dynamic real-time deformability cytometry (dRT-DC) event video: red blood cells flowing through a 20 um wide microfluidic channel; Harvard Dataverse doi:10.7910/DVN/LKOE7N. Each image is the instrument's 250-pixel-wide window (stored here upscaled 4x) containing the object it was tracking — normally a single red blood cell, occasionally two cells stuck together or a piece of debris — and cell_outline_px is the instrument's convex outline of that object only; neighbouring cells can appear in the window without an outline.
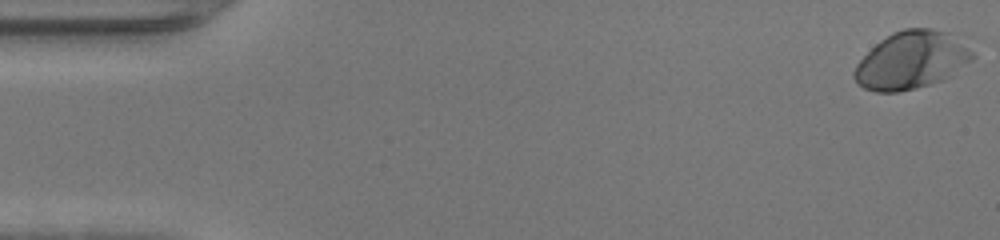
{"species": "human", "species_latin": "Homo sapiens", "temperature_condition": "warm", "stored_images_in_passage": 11, "camera_frame_rate_fps": 3000, "um_per_image_px": 0.085, "donor": {"sex": "female"}, "frame": {"image": 1, "passage_image": 1, "time_ms": 0.0, "image_size_px": [1000, 240], "cell_outline_px": [[976, 56], [972, 60], [940, 80], [916, 88], [896, 92], [876, 92], [864, 88], [852, 76], [852, 72], [856, 64], [880, 40], [892, 32], [904, 28], [932, 28], [948, 32], [972, 52]], "centroid_in_image_um": [77.41, 5.11], "position_along_channel_um": 7.6, "area_um2": 38.96}}